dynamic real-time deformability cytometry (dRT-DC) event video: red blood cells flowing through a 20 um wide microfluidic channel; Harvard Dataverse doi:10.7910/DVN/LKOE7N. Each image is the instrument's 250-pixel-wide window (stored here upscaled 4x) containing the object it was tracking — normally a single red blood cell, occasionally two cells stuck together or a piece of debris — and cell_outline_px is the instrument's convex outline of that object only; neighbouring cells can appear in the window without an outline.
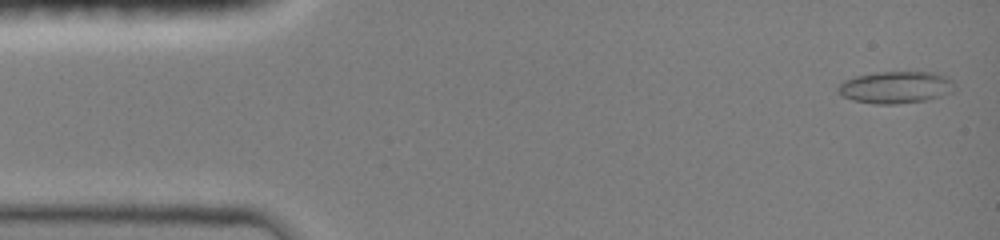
{"species": "common noctule bat (a hibernating species)", "species_latin": "Nyctalus noctula", "temperature_condition": "room temperature", "stored_images_in_passage": 23, "camera_frame_rate_fps": 3000, "um_per_image_px": 0.085, "animal": {"sex": "female", "body_mass_g": 19.0, "forearm_length_mm": 51.5}, "frame": {"image": 1, "passage_image": 2, "time_ms": 0.333, "image_size_px": [1000, 240], "cell_outline_px": [[956, 84], [952, 92], [928, 100], [896, 104], [876, 104], [852, 100], [840, 96], [836, 92], [836, 88], [844, 80], [856, 76], [876, 72], [936, 72], [948, 76]], "centroid_in_image_um": [76.14, 7.42], "position_along_channel_um": 8.9, "area_um2": 22.14}}
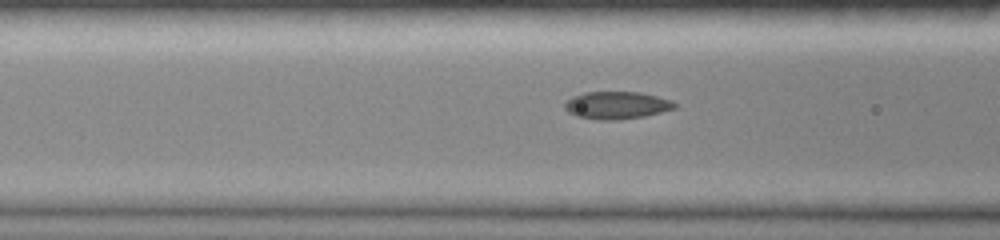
{"frame": {"image": 2, "passage_image": 18, "time_ms": 5.667, "image_size_px": [1000, 240], "cell_outline_px": [[676, 108], [644, 116], [616, 120], [600, 120], [576, 116], [568, 112], [564, 108], [564, 104], [572, 96], [584, 92], [640, 92], [672, 100], [676, 104]], "centroid_in_image_um": [52.4, 8.94], "position_along_channel_um": 114.2, "area_um2": 17.57}}
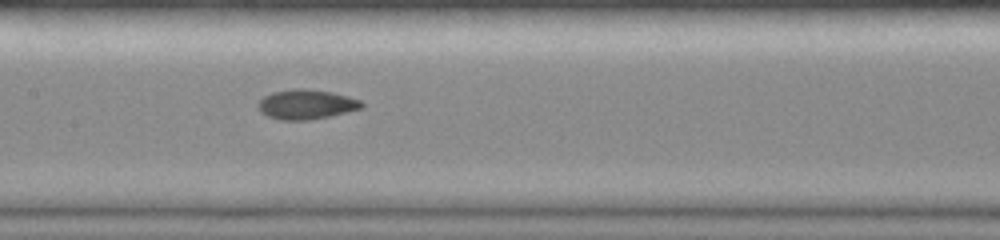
{"frame": {"image": 3, "passage_image": 23, "time_ms": 7.333, "image_size_px": [1000, 240], "cell_outline_px": [[364, 108], [328, 116], [308, 120], [280, 120], [268, 116], [260, 112], [256, 104], [264, 96], [272, 92], [292, 88], [304, 88], [332, 92], [348, 96], [360, 100], [364, 104]], "centroid_in_image_um": [26.02, 8.86], "position_along_channel_um": 181.4, "area_um2": 18.03}}